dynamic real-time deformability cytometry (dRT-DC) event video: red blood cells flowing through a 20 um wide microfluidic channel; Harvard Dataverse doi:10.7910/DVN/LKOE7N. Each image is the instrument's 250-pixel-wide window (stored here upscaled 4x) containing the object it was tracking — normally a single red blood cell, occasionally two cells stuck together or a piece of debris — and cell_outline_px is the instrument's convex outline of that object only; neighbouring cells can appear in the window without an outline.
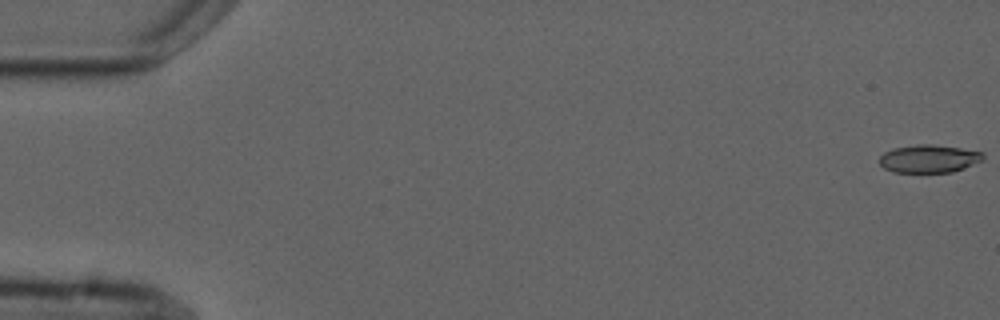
{"species": "common noctule bat (a hibernating species)", "species_latin": "Nyctalus noctula", "temperature_condition": "cold", "stored_images_in_passage": 5, "camera_frame_rate_fps": 3000, "um_per_image_px": 0.085, "animal": {"sex": "male", "forearm_length_mm": 52.5}, "frame": {"image": 1, "passage_image": 1, "time_ms": 0.0, "image_size_px": [1000, 320], "cell_outline_px": [[984, 160], [964, 168], [952, 172], [892, 172], [884, 168], [880, 164], [880, 156], [884, 152], [892, 148], [916, 144], [932, 144], [960, 148], [984, 152]], "centroid_in_image_um": [78.97, 13.48], "position_along_channel_um": 6.0, "area_um2": 16.99}}
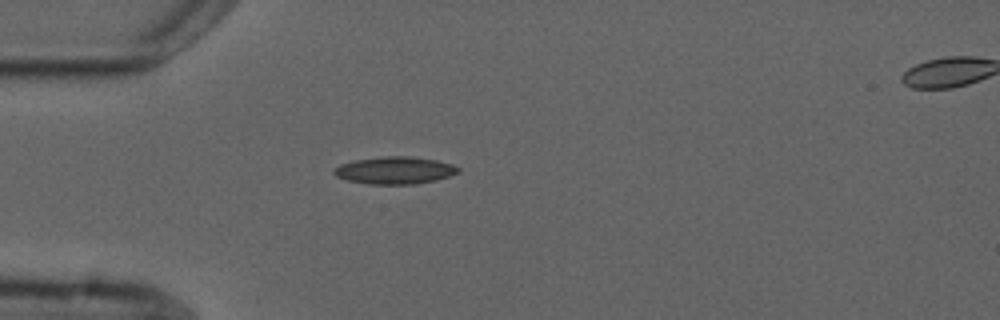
{"frame": {"image": 2, "passage_image": 4, "time_ms": 5.0, "image_size_px": [1000, 320], "cell_outline_px": [[460, 172], [436, 180], [416, 184], [368, 184], [348, 180], [336, 176], [332, 172], [340, 164], [356, 160], [384, 156], [408, 156], [436, 160], [452, 164], [460, 168]], "centroid_in_image_um": [33.58, 14.48], "position_along_channel_um": 51.4, "area_um2": 19.65}}